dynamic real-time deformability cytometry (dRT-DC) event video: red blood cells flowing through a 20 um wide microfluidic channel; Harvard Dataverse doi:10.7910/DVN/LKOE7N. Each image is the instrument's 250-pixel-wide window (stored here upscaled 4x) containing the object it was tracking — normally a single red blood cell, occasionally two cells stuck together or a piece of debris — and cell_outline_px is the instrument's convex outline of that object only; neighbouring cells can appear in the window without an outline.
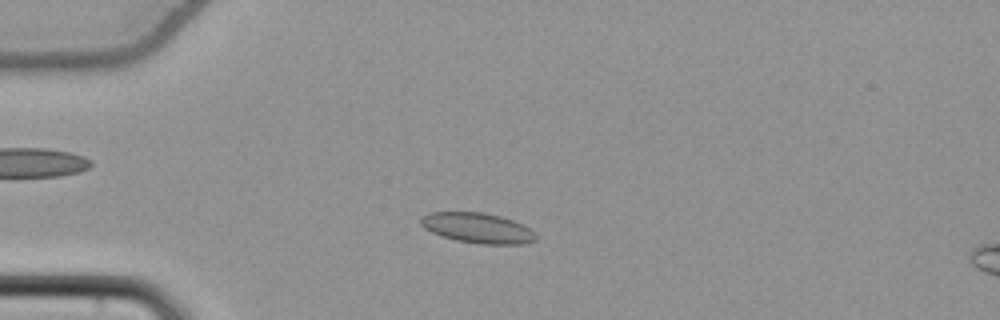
{"species": "common noctule bat (a hibernating species)", "species_latin": "Nyctalus noctula", "temperature_condition": "cold", "stored_images_in_passage": 51, "camera_frame_rate_fps": 3000, "um_per_image_px": 0.085, "animal": {"sex": "female", "body_mass_g": 22.7, "forearm_length_mm": 54.2}, "frame": {"image": 1, "passage_image": 11, "time_ms": 3.333, "image_size_px": [1000, 320], "cell_outline_px": [[536, 240], [524, 244], [480, 244], [456, 240], [432, 232], [424, 228], [420, 224], [420, 216], [428, 212], [484, 212], [500, 216], [512, 220], [536, 232]], "centroid_in_image_um": [40.58, 19.37], "position_along_channel_um": 44.4, "area_um2": 20.29}}
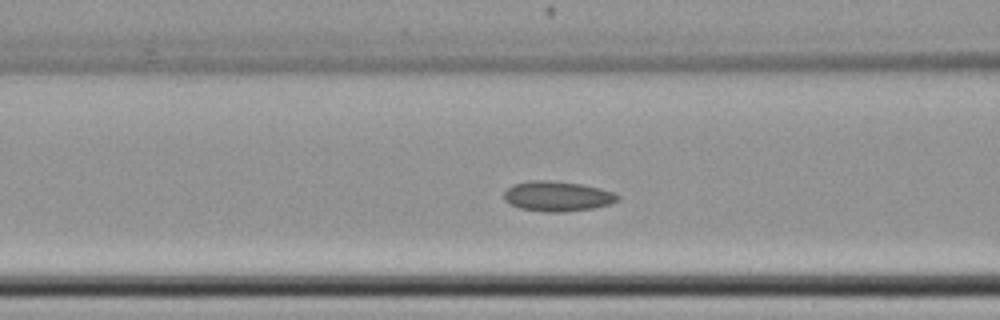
{"frame": {"image": 2, "passage_image": 19, "time_ms": 6.0, "image_size_px": [1000, 320], "cell_outline_px": [[620, 200], [608, 204], [592, 208], [560, 212], [544, 212], [520, 208], [504, 200], [504, 192], [512, 184], [532, 180], [544, 180], [580, 184], [600, 188], [612, 192], [620, 196]], "centroid_in_image_um": [47.36, 16.68], "position_along_channel_um": 119.2, "area_um2": 19.71}}
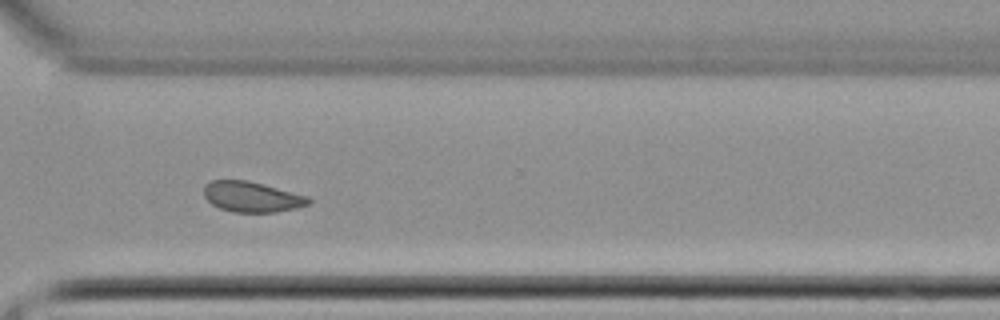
{"frame": {"image": 3, "passage_image": 37, "time_ms": 12.0, "image_size_px": [1000, 320], "cell_outline_px": [[312, 204], [296, 208], [276, 212], [232, 212], [220, 208], [212, 204], [204, 196], [204, 184], [212, 180], [248, 180], [308, 196], [312, 200]], "centroid_in_image_um": [21.42, 16.73], "position_along_channel_um": 349.2, "area_um2": 18.67}, "authors_computed_cell_mechanics": {"area_um2": 19.363, "velocity_mm_per_s": 3.8224, "shape_relaxation_time_tau1_ms": null, "shape_relaxation_time_tau2_ms": 3.487, "deformation_change_tau1": null, "deformation_change_tau2": 0.0762}}